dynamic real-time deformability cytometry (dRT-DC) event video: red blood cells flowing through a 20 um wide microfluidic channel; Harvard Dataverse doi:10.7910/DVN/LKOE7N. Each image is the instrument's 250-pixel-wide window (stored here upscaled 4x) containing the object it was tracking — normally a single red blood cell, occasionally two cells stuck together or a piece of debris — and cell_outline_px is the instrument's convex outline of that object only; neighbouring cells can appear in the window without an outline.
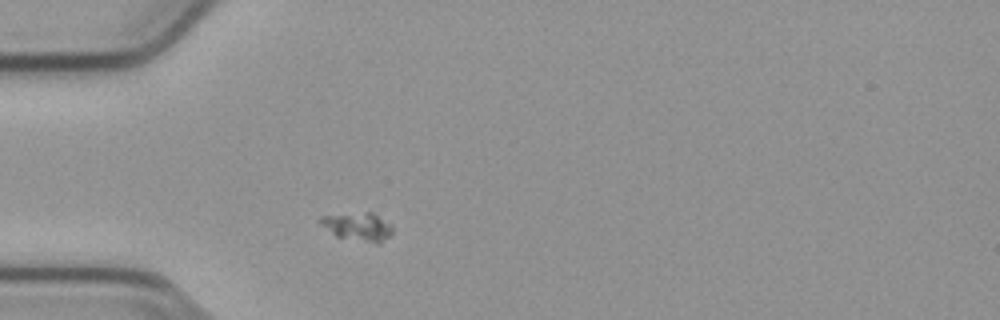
{"species": "common noctule bat (a hibernating species)", "species_latin": "Nyctalus noctula", "temperature_condition": "cold", "stored_images_in_passage": 31, "camera_frame_rate_fps": 3000, "um_per_image_px": 0.085, "animal": {"sex": "male", "body_mass_g": 23.1, "forearm_length_mm": 52.7}, "frame": {"image": 1, "passage_image": 1, "time_ms": 0.0, "image_size_px": [1000, 320], "cell_outline_px": [[392, 232], [380, 244], [376, 244], [336, 236], [320, 224], [316, 220], [320, 216], [368, 212], [372, 212], [392, 224]], "centroid_in_image_um": [30.42, 19.27], "position_along_channel_um": 54.6, "area_um2": 11.91}}
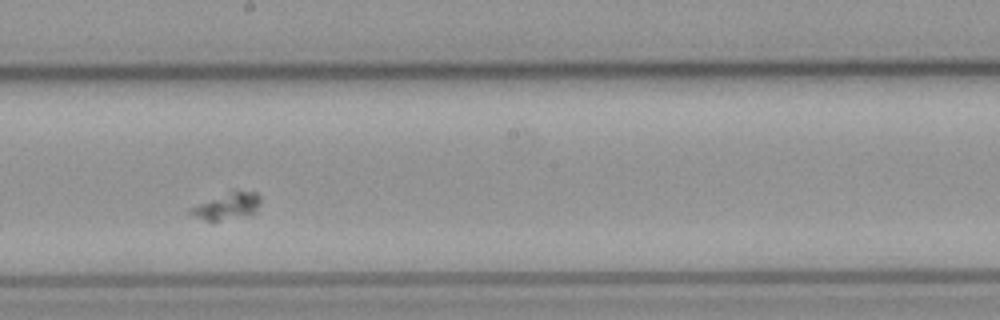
{"frame": {"image": 2, "passage_image": 16, "time_ms": 5.0, "image_size_px": [1000, 320], "cell_outline_px": [[260, 204], [256, 212], [216, 220], [204, 220], [192, 216], [188, 212], [188, 208], [232, 192], [256, 192], [260, 196]], "centroid_in_image_um": [19.29, 17.53], "position_along_channel_um": 228.9, "area_um2": 10.12}}
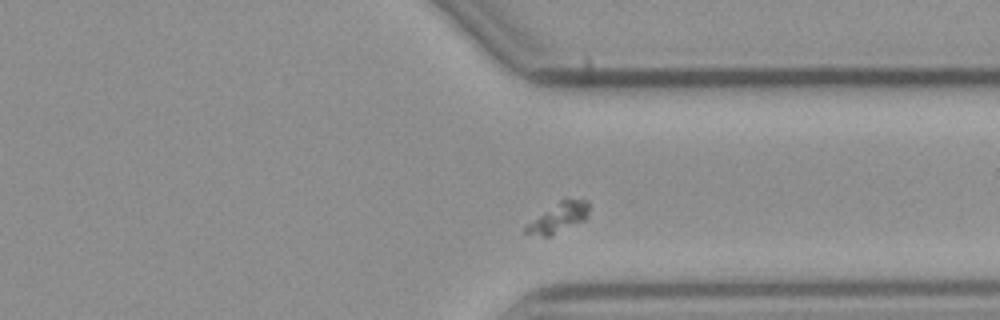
{"frame": {"image": 3, "passage_image": 27, "time_ms": 8.667, "image_size_px": [1000, 320], "cell_outline_px": [[588, 220], [548, 236], [544, 236], [524, 232], [524, 228], [528, 224], [564, 196], [588, 200]], "centroid_in_image_um": [47.57, 18.44], "position_along_channel_um": 363.8, "area_um2": 11.04}}